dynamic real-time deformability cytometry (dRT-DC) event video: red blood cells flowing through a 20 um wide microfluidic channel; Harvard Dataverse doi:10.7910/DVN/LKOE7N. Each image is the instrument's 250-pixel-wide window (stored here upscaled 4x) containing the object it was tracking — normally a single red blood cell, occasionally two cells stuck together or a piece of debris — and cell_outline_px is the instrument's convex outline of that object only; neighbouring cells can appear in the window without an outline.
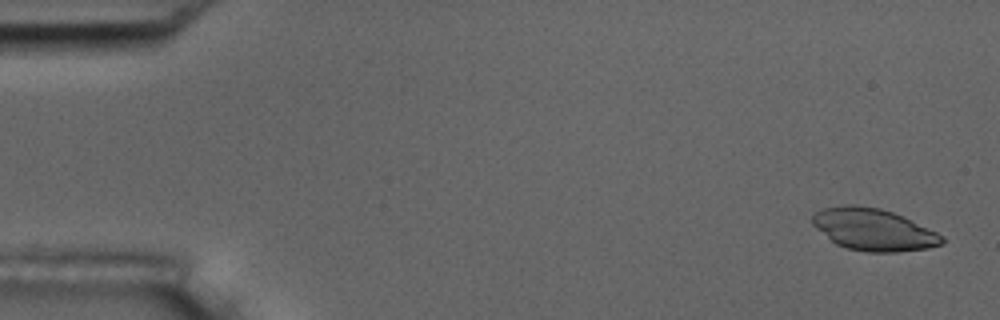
{"species": "common noctule bat (a hibernating species)", "species_latin": "Nyctalus noctula", "temperature_condition": "room temperature", "stored_images_in_passage": 5, "camera_frame_rate_fps": 3000, "um_per_image_px": 0.085, "animal": {"sex": "male", "body_mass_g": 17.5, "forearm_length_mm": 52.3}, "frame": {"image": 1, "passage_image": 1, "time_ms": 0.0, "image_size_px": [1000, 320], "cell_outline_px": [[944, 240], [940, 244], [928, 248], [896, 252], [868, 252], [848, 248], [836, 244], [816, 228], [812, 224], [812, 216], [816, 212], [824, 208], [848, 204], [856, 204], [880, 208], [904, 216], [944, 236]], "centroid_in_image_um": [74.24, 19.5], "position_along_channel_um": 10.8, "area_um2": 31.56}}